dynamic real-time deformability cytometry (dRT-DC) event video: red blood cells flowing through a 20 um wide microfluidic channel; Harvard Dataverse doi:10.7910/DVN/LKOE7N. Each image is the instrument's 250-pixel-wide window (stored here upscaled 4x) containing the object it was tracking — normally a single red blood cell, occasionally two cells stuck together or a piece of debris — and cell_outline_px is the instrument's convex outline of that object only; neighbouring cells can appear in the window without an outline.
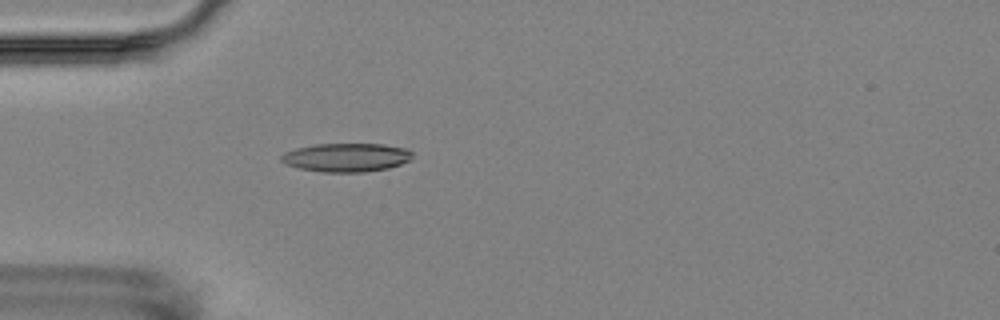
{"species": "Egyptian fruit bat (a non-hibernating species)", "species_latin": "Rousettus aegyptiacus", "temperature_condition": "room temperature", "stored_images_in_passage": 4, "camera_frame_rate_fps": 3000, "um_per_image_px": 0.085, "animal": {"sex": "female"}, "frame": {"image": 1, "passage_image": 4, "time_ms": 3.333, "image_size_px": [1000, 320], "cell_outline_px": [[412, 160], [388, 168], [364, 172], [320, 172], [300, 168], [284, 164], [280, 160], [280, 156], [284, 152], [296, 148], [316, 144], [384, 144], [408, 148], [412, 152]], "centroid_in_image_um": [29.45, 13.38], "position_along_channel_um": 55.6, "area_um2": 22.08}}